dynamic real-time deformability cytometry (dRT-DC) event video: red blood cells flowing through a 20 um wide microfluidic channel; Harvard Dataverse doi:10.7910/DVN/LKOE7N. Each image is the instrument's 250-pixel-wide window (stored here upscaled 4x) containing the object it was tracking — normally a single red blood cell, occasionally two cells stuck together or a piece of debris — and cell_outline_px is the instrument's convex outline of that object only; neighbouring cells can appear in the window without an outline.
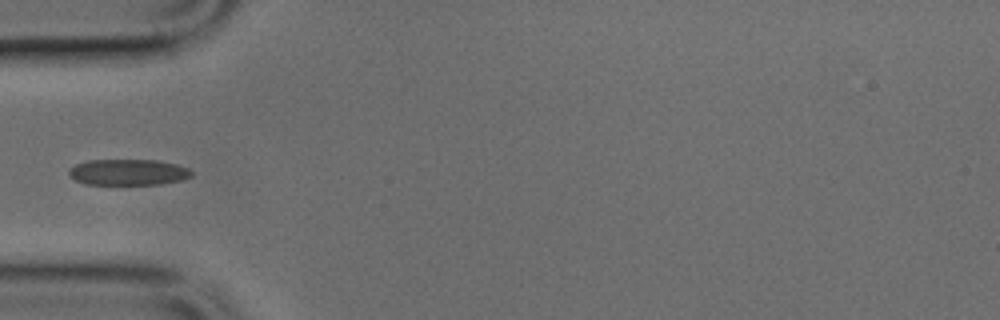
{"species": "common noctule bat (a hibernating species)", "species_latin": "Nyctalus noctula", "temperature_condition": "cold", "stored_images_in_passage": 4, "camera_frame_rate_fps": 3000, "um_per_image_px": 0.085, "animal": {"sex": "male", "body_mass_g": 17.9, "forearm_length_mm": 54.2}, "frame": {"image": 1, "passage_image": 4, "time_ms": 1.0, "image_size_px": [1000, 320], "cell_outline_px": [[192, 176], [184, 180], [160, 184], [84, 184], [68, 176], [68, 168], [76, 164], [88, 160], [156, 160], [176, 164], [188, 168], [192, 172]], "centroid_in_image_um": [10.88, 14.64], "position_along_channel_um": 74.1, "area_um2": 18.73}}